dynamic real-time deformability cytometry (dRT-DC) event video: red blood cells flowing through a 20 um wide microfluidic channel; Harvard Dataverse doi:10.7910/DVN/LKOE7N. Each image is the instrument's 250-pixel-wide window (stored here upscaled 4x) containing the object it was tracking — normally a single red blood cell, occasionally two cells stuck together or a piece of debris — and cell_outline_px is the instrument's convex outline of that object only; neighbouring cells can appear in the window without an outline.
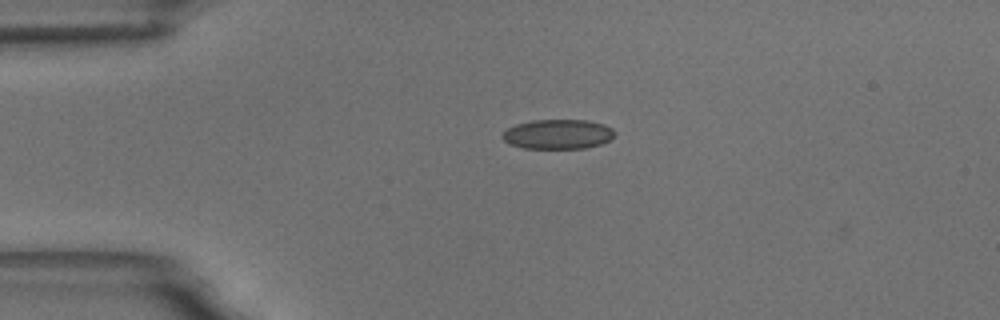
{"species": "common noctule bat (a hibernating species)", "species_latin": "Nyctalus noctula", "temperature_condition": "room temperature", "stored_images_in_passage": 3, "camera_frame_rate_fps": 3000, "um_per_image_px": 0.085, "animal": {"sex": "male", "body_mass_g": 18.8}, "frame": {"image": 1, "passage_image": 2, "time_ms": 1.0, "image_size_px": [1000, 320], "cell_outline_px": [[616, 132], [608, 140], [600, 144], [584, 148], [524, 148], [508, 144], [500, 136], [508, 128], [516, 124], [532, 120], [588, 120], [604, 124], [612, 128]], "centroid_in_image_um": [47.4, 11.4], "position_along_channel_um": 37.6, "area_um2": 19.36}}